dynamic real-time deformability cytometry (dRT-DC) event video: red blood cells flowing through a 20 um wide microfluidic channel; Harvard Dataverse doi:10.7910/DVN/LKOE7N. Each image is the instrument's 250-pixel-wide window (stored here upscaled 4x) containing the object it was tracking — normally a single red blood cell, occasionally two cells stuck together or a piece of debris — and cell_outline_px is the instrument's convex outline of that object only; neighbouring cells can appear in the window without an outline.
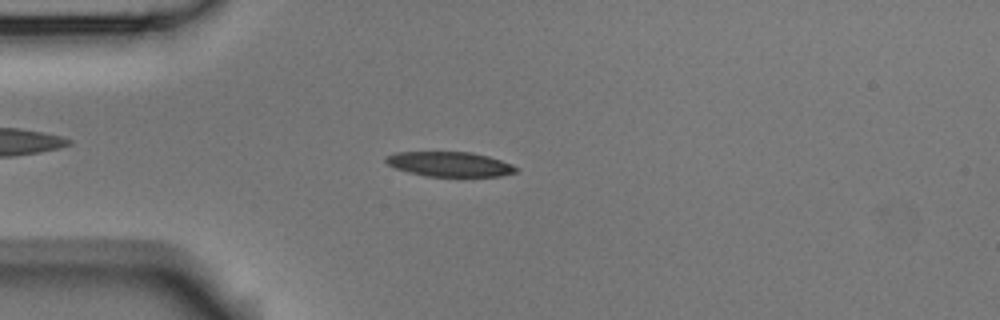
{"species": "Egyptian fruit bat (a non-hibernating species)", "species_latin": "Rousettus aegyptiacus", "temperature_condition": "room temperature", "stored_images_in_passage": 3, "camera_frame_rate_fps": 3000, "um_per_image_px": 0.085, "animal": {"sex": "male"}, "frame": {"image": 1, "passage_image": 3, "time_ms": 0.667, "image_size_px": [1000, 320], "cell_outline_px": [[520, 168], [516, 172], [500, 176], [424, 176], [408, 172], [396, 168], [388, 164], [384, 160], [384, 156], [396, 152], [472, 152], [488, 156], [512, 164]], "centroid_in_image_um": [38.21, 13.95], "position_along_channel_um": 46.8, "area_um2": 18.84}}